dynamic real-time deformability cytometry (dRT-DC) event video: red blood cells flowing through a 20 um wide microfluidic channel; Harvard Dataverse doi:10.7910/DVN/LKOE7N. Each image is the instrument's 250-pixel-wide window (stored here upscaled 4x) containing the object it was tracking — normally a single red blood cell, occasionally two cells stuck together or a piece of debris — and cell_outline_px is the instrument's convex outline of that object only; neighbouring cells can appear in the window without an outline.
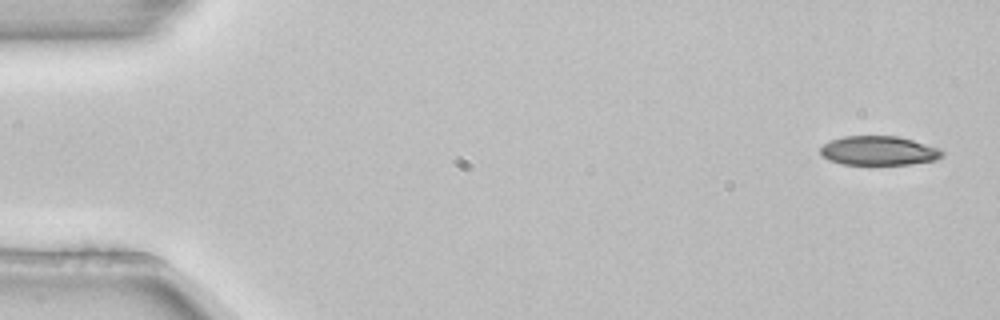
{"species": "common noctule bat (a hibernating species)", "species_latin": "Nyctalus noctula", "temperature_condition": "room temperature", "stored_images_in_passage": 5, "camera_frame_rate_fps": 3000, "um_per_image_px": 0.085, "animal": {"sex": "female", "body_mass_g": 22.7, "forearm_length_mm": 54.2}, "frame": {"image": 1, "passage_image": 1, "time_ms": 0.0, "image_size_px": [1000, 320], "cell_outline_px": [[944, 156], [936, 160], [908, 164], [840, 164], [828, 160], [820, 152], [820, 148], [824, 144], [832, 140], [844, 136], [896, 136], [912, 140], [940, 148], [944, 152]], "centroid_in_image_um": [74.71, 12.81], "position_along_channel_um": 10.3, "area_um2": 20.63}}